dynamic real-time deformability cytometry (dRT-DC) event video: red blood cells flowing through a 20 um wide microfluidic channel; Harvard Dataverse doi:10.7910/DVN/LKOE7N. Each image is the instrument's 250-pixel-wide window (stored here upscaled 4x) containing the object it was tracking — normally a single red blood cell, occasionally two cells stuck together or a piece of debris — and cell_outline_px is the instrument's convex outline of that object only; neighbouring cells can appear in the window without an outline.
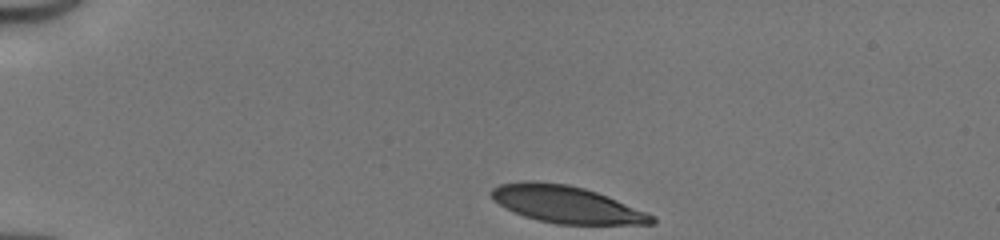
{"species": "human", "species_latin": "Homo sapiens", "temperature_condition": "cold", "stored_images_in_passage": 33, "camera_frame_rate_fps": 3000, "um_per_image_px": 0.085, "donor": {"sex": "male"}, "frame": {"image": 1, "passage_image": 1, "time_ms": 0.0, "image_size_px": [1000, 240], "cell_outline_px": [[656, 224], [556, 224], [524, 216], [500, 204], [492, 196], [492, 188], [500, 184], [524, 180], [536, 180], [568, 184], [584, 188], [608, 196], [656, 216]], "centroid_in_image_um": [48.19, 17.36], "position_along_channel_um": 36.8, "area_um2": 34.45}}
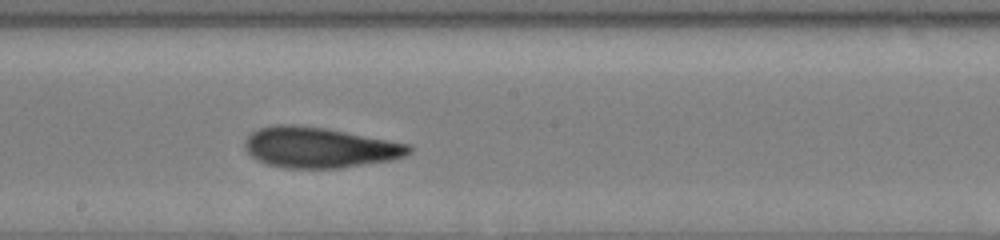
{"frame": {"image": 2, "passage_image": 19, "time_ms": 6.0, "image_size_px": [1000, 240], "cell_outline_px": [[412, 152], [404, 156], [392, 160], [340, 168], [284, 168], [268, 164], [256, 160], [248, 152], [244, 144], [244, 140], [252, 132], [260, 128], [272, 124], [292, 124], [324, 128], [412, 144]], "centroid_in_image_um": [27.16, 12.54], "position_along_channel_um": 221.0, "area_um2": 38.9}}
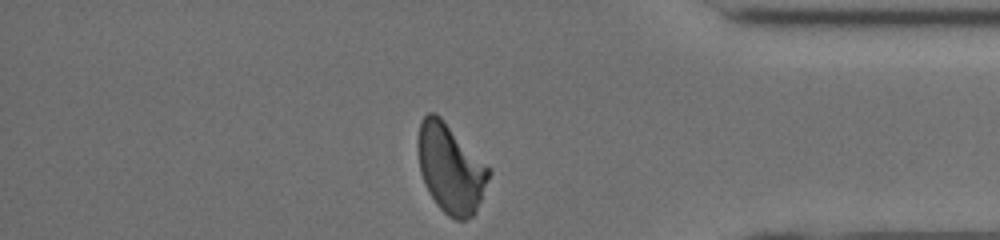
{"frame": {"image": 3, "passage_image": 33, "time_ms": 10.667, "image_size_px": [1000, 240], "cell_outline_px": [[492, 172], [476, 212], [472, 216], [464, 220], [456, 220], [448, 216], [436, 204], [428, 192], [420, 172], [416, 144], [416, 140], [420, 124], [424, 116], [428, 112], [436, 112], [440, 116]], "centroid_in_image_um": [38.26, 14.33], "position_along_channel_um": 396.9, "area_um2": 36.59}, "authors_computed_cell_mechanics": {"area_um2": 38.0324, "velocity_mm_per_s": 4.1382, "shape_relaxation_time_tau1_ms": 3.1879, "shape_relaxation_time_tau2_ms": 1.6694, "deformation_change_tau1": 0.1544, "deformation_change_tau2": 0.0923}}